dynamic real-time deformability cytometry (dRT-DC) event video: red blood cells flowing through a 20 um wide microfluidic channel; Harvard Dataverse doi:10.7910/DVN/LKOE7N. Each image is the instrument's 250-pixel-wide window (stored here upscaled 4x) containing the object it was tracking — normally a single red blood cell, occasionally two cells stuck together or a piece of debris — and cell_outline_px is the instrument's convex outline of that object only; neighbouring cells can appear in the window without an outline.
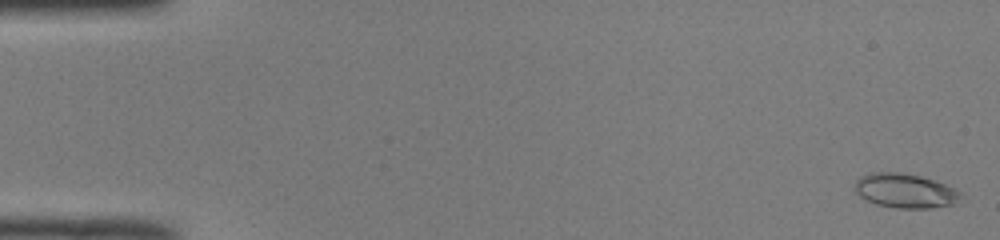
{"species": "common noctule bat (a hibernating species)", "species_latin": "Nyctalus noctula", "temperature_condition": "room temperature", "stored_images_in_passage": 51, "camera_frame_rate_fps": 3000, "um_per_image_px": 0.085, "animal": {"sex": "male", "body_mass_g": 19.0, "forearm_length_mm": 50.8}, "frame": {"image": 1, "passage_image": 1, "time_ms": 0.0, "image_size_px": [1000, 240], "cell_outline_px": [[960, 192], [952, 204], [932, 208], [896, 208], [876, 204], [860, 196], [856, 192], [856, 180], [860, 176], [872, 172], [900, 172], [920, 176], [936, 180]], "centroid_in_image_um": [76.88, 16.2], "position_along_channel_um": 8.1, "area_um2": 20.81}}
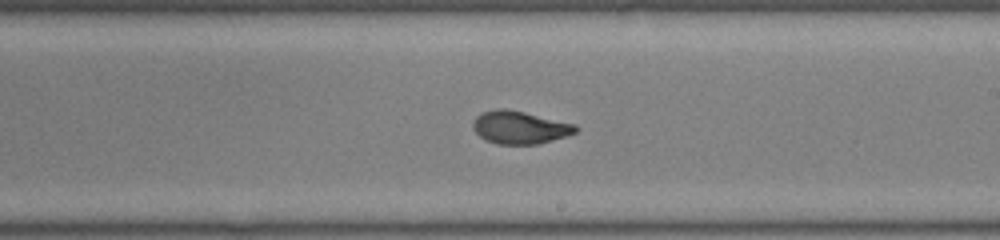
{"frame": {"image": 2, "passage_image": 30, "time_ms": 9.667, "image_size_px": [1000, 240], "cell_outline_px": [[580, 128], [576, 132], [568, 136], [536, 144], [496, 144], [484, 140], [472, 128], [472, 124], [476, 116], [480, 112], [496, 108], [504, 108], [524, 112], [576, 124]], "centroid_in_image_um": [44.17, 10.83], "position_along_channel_um": 244.8, "area_um2": 19.83}}
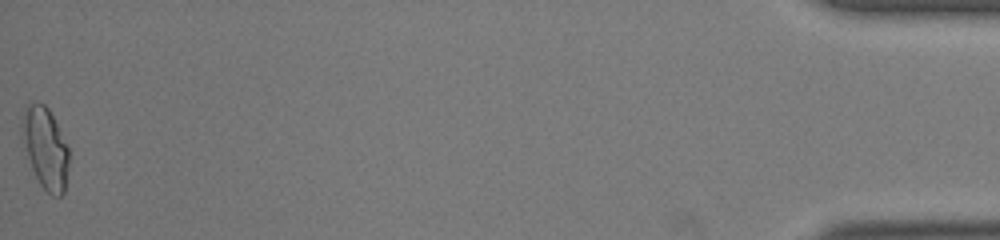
{"frame": {"image": 3, "passage_image": 51, "time_ms": 16.667, "image_size_px": [1000, 240], "cell_outline_px": [[68, 168], [64, 192], [60, 196], [52, 196], [40, 184], [32, 168], [24, 144], [24, 108], [32, 100], [44, 104], [48, 108], [68, 148]], "centroid_in_image_um": [3.88, 12.6], "position_along_channel_um": 431.3, "area_um2": 21.39}, "authors_computed_cell_mechanics": {"area_um2": 19.8832, "velocity_mm_per_s": 4.0232, "shape_relaxation_time_tau1_ms": 8.8804, "shape_relaxation_time_tau2_ms": 0.7558, "deformation_change_tau1": 0.2636, "deformation_change_tau2": 0.0553}}